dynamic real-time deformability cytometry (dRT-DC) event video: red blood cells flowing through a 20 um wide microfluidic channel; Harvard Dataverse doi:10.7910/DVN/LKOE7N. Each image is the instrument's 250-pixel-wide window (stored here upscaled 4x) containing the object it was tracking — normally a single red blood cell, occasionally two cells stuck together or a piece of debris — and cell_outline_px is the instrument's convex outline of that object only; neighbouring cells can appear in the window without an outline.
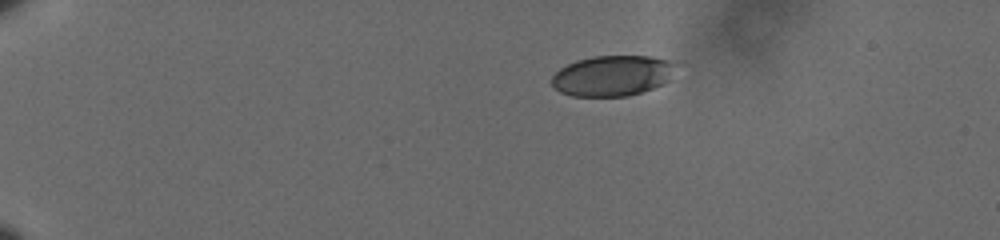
{"species": "human", "species_latin": "Homo sapiens", "temperature_condition": "cold", "stored_images_in_passage": 14, "camera_frame_rate_fps": 3000, "um_per_image_px": 0.085, "donor": {"sex": "male"}, "frame": {"image": 1, "passage_image": 1, "time_ms": 0.0, "image_size_px": [1000, 240], "cell_outline_px": [[672, 64], [668, 80], [664, 84], [628, 96], [572, 96], [560, 92], [552, 84], [552, 76], [560, 68], [576, 60], [592, 56], [652, 56], [668, 60]], "centroid_in_image_um": [51.99, 6.43], "position_along_channel_um": 33.0, "area_um2": 28.9}}
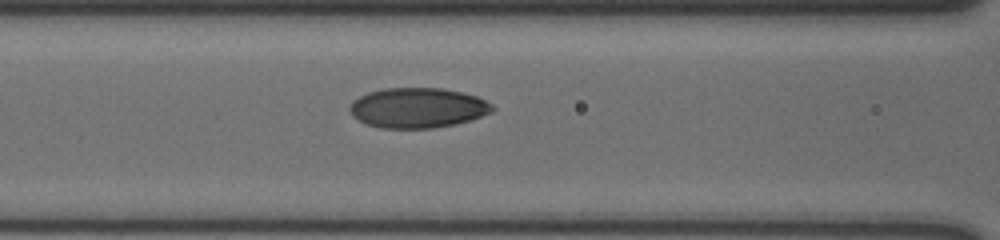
{"frame": {"image": 2, "passage_image": 12, "time_ms": 3.667, "image_size_px": [1000, 240], "cell_outline_px": [[496, 108], [492, 112], [456, 124], [432, 128], [380, 128], [364, 124], [352, 116], [348, 108], [352, 100], [368, 92], [384, 88], [444, 88], [464, 92], [476, 96], [492, 104]], "centroid_in_image_um": [35.47, 9.16], "position_along_channel_um": 131.1, "area_um2": 33.58}}
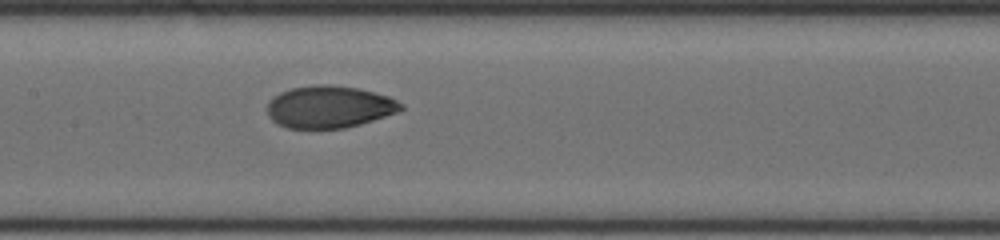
{"frame": {"image": 3, "passage_image": 14, "time_ms": 4.333, "image_size_px": [1000, 240], "cell_outline_px": [[404, 108], [396, 112], [360, 124], [344, 128], [288, 128], [276, 124], [268, 116], [268, 104], [272, 96], [280, 92], [292, 88], [312, 84], [328, 84], [360, 88], [388, 96], [404, 104]], "centroid_in_image_um": [27.96, 9.07], "position_along_channel_um": 179.4, "area_um2": 32.95}}